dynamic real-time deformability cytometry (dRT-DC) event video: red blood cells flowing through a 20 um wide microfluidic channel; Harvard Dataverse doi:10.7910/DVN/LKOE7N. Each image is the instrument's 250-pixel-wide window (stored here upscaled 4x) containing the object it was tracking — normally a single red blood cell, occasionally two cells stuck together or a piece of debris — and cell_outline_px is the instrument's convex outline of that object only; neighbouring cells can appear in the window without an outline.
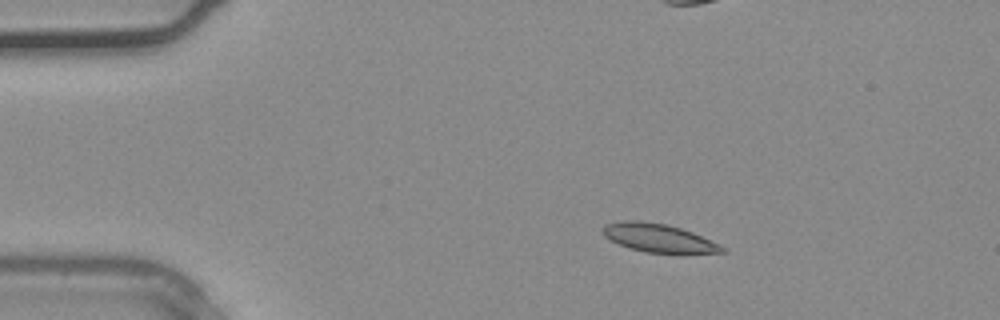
{"species": "common noctule bat (a hibernating species)", "species_latin": "Nyctalus noctula", "temperature_condition": "warm", "stored_images_in_passage": 14, "camera_frame_rate_fps": 3000, "um_per_image_px": 0.085, "animal": {"sex": "male", "body_mass_g": 20.4}, "frame": {"image": 1, "passage_image": 7, "time_ms": 2.0, "image_size_px": [1000, 320], "cell_outline_px": [[728, 252], [676, 256], [644, 252], [628, 248], [604, 236], [604, 224], [624, 220], [640, 220], [668, 224], [692, 232], [720, 244]], "centroid_in_image_um": [56.07, 20.28], "position_along_channel_um": 28.9, "area_um2": 20.58}}